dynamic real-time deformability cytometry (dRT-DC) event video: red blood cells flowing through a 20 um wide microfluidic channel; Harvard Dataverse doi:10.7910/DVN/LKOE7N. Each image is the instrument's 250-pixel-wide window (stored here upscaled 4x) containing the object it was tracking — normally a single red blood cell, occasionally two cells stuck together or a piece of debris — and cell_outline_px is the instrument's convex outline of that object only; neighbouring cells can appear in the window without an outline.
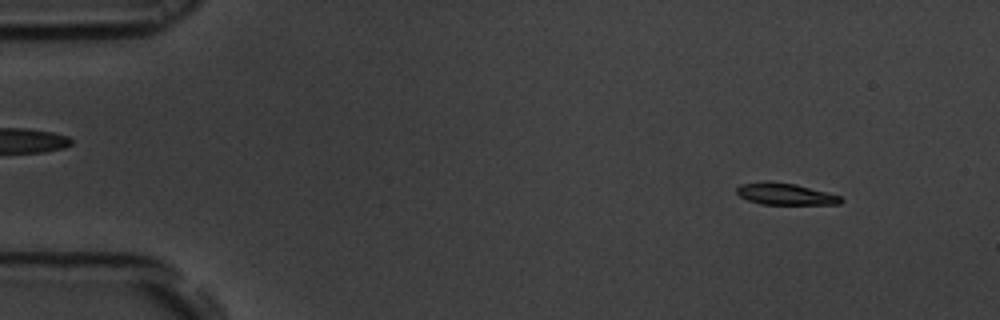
{"species": "common noctule bat (a hibernating species)", "species_latin": "Nyctalus noctula", "temperature_condition": "room temperature", "stored_images_in_passage": 54, "camera_frame_rate_fps": 3000, "um_per_image_px": 0.085, "animal": {"sex": "male", "body_mass_g": 19.5, "forearm_length_mm": 54.6}, "frame": {"image": 1, "passage_image": 5, "time_ms": 1.333, "image_size_px": [1000, 320], "cell_outline_px": [[844, 200], [840, 204], [760, 204], [748, 200], [740, 196], [736, 192], [736, 188], [740, 184], [764, 180], [772, 180], [796, 184], [828, 192], [840, 196]], "centroid_in_image_um": [66.72, 16.47], "position_along_channel_um": 18.3, "area_um2": 13.41}}
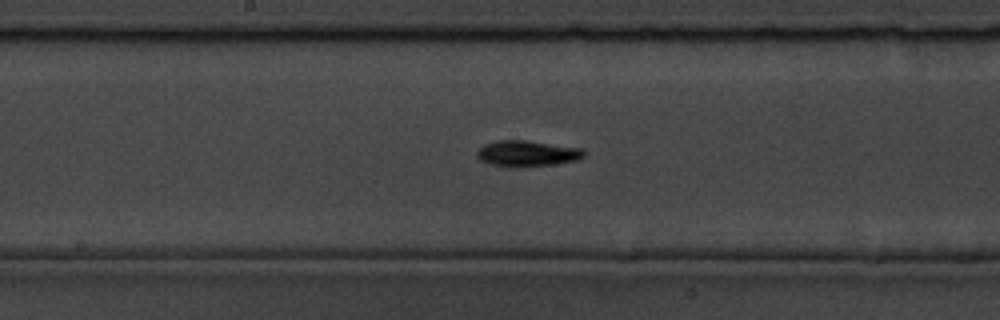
{"frame": {"image": 2, "passage_image": 28, "time_ms": 9.0, "image_size_px": [1000, 320], "cell_outline_px": [[584, 156], [576, 160], [552, 164], [492, 164], [480, 160], [476, 156], [476, 152], [484, 144], [496, 140], [524, 140], [584, 148]], "centroid_in_image_um": [44.82, 12.98], "position_along_channel_um": 203.4, "area_um2": 15.32}}
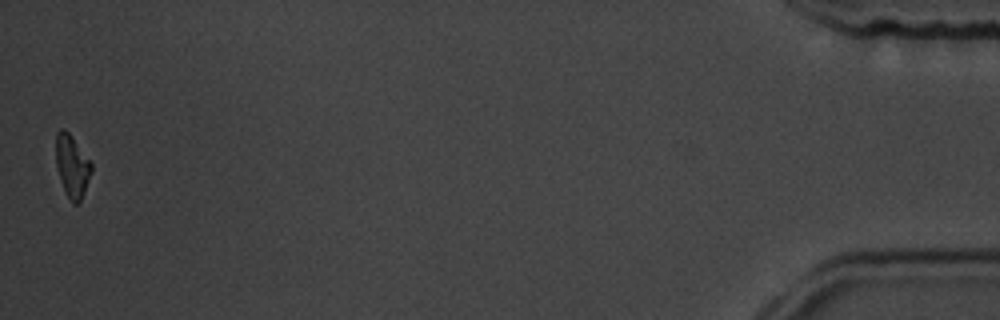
{"frame": {"image": 3, "passage_image": 54, "time_ms": 17.667, "image_size_px": [1000, 320], "cell_outline_px": [[92, 172], [80, 200], [76, 204], [72, 204], [60, 180], [56, 168], [56, 132], [60, 128], [64, 128], [72, 136], [92, 164]], "centroid_in_image_um": [6.11, 14.08], "position_along_channel_um": 429.1, "area_um2": 12.77}, "authors_computed_cell_mechanics": {"area_um2": 14.2188, "velocity_mm_per_s": 3.6979, "shape_relaxation_time_tau1_ms": 3.2401, "shape_relaxation_time_tau2_ms": null, "deformation_change_tau1": 0.1313, "deformation_change_tau2": null}}